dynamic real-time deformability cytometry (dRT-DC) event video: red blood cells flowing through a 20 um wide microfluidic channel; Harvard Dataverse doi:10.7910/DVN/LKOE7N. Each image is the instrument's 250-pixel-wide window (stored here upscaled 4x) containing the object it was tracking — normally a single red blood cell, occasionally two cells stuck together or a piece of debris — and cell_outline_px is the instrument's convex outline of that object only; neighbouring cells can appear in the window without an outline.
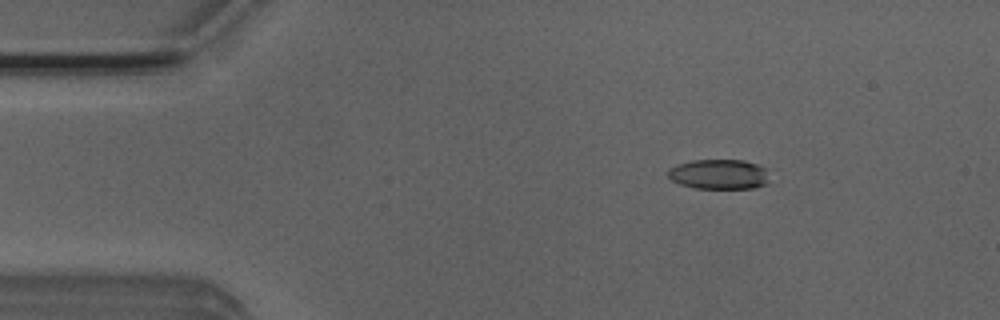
{"species": "Egyptian fruit bat (a non-hibernating species)", "species_latin": "Rousettus aegyptiacus", "temperature_condition": "room temperature", "stored_images_in_passage": 51, "camera_frame_rate_fps": 3000, "um_per_image_px": 0.085, "animal": {"sex": "male"}, "frame": {"image": 1, "passage_image": 7, "time_ms": 2.0, "image_size_px": [1000, 320], "cell_outline_px": [[768, 184], [752, 188], [696, 188], [680, 184], [672, 180], [668, 176], [668, 168], [692, 160], [744, 160], [756, 164], [764, 168], [768, 180]], "centroid_in_image_um": [61.1, 14.81], "position_along_channel_um": 23.9, "area_um2": 17.51}}
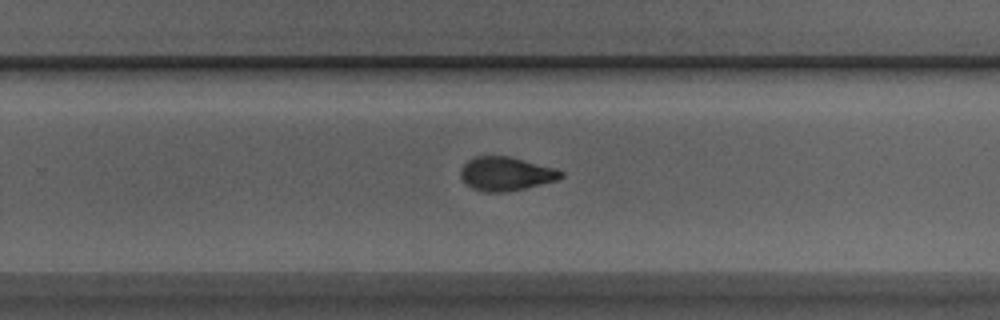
{"frame": {"image": 2, "passage_image": 32, "time_ms": 10.333, "image_size_px": [1000, 320], "cell_outline_px": [[564, 176], [556, 180], [524, 188], [504, 192], [488, 192], [472, 188], [460, 176], [460, 168], [468, 160], [476, 156], [512, 156], [556, 168], [564, 172]], "centroid_in_image_um": [43.02, 14.75], "position_along_channel_um": 286.8, "area_um2": 19.71}}
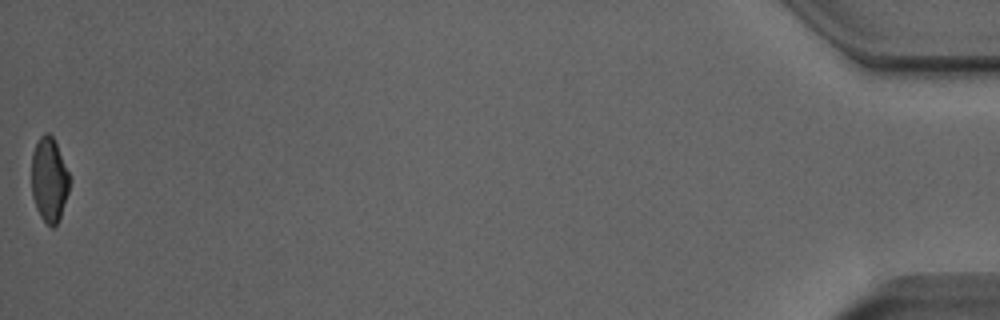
{"frame": {"image": 3, "passage_image": 51, "time_ms": 16.667, "image_size_px": [1000, 320], "cell_outline_px": [[72, 180], [60, 216], [56, 224], [52, 228], [40, 216], [36, 208], [32, 196], [32, 152], [40, 136], [44, 132], [48, 132], [52, 136], [56, 144]], "centroid_in_image_um": [4.18, 15.26], "position_along_channel_um": 431.0, "area_um2": 18.61}, "authors_computed_cell_mechanics": {"area_um2": 19.652, "velocity_mm_per_s": 3.9625, "shape_relaxation_time_tau1_ms": 5.4964, "shape_relaxation_time_tau2_ms": 3.0944, "deformation_change_tau1": 0.1863, "deformation_change_tau2": 0.0881}}